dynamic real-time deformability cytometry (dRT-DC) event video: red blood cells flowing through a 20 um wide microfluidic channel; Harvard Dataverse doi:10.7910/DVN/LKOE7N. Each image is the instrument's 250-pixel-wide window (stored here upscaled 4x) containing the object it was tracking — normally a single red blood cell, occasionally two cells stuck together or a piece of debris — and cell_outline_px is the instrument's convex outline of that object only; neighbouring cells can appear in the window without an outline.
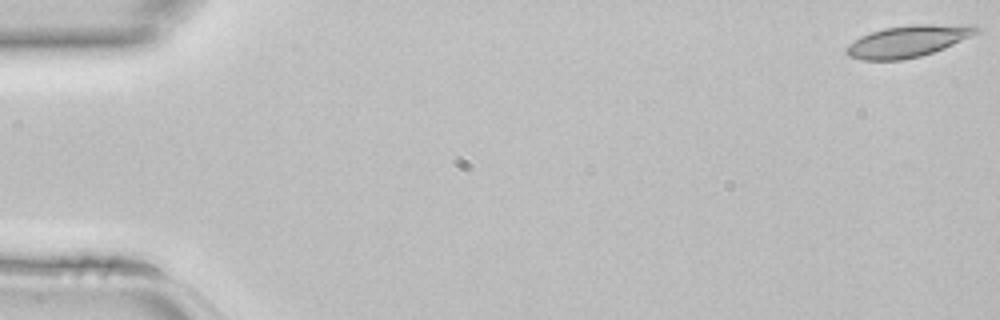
{"species": "common noctule bat (a hibernating species)", "species_latin": "Nyctalus noctula", "temperature_condition": "room temperature", "stored_images_in_passage": 11, "camera_frame_rate_fps": 3000, "um_per_image_px": 0.085, "animal": {"sex": "female", "body_mass_g": 22.7, "forearm_length_mm": 54.2}, "frame": {"image": 1, "passage_image": 1, "time_ms": 0.0, "image_size_px": [1000, 320], "cell_outline_px": [[980, 32], [944, 48], [920, 56], [900, 60], [864, 60], [848, 56], [844, 52], [844, 48], [848, 44], [860, 36], [884, 28], [912, 24], [976, 24], [980, 28]], "centroid_in_image_um": [77.19, 3.48], "position_along_channel_um": 7.8, "area_um2": 24.22}}